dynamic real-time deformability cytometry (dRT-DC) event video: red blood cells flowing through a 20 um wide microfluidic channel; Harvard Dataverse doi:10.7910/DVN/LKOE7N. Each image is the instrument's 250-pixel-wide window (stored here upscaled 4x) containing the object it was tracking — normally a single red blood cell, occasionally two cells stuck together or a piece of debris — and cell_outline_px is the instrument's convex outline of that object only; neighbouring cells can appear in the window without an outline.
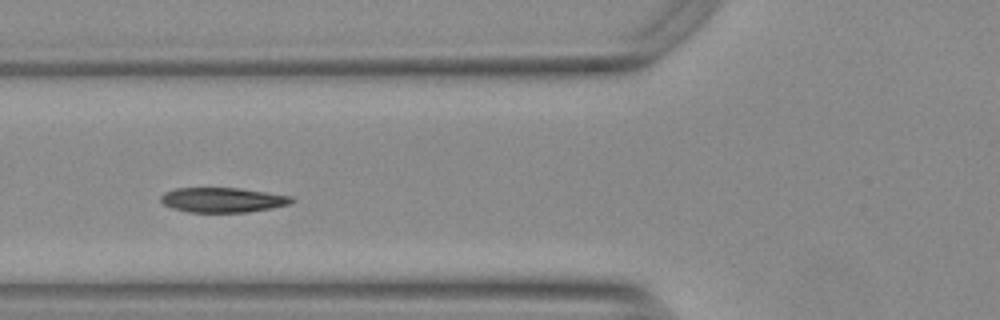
{"species": "Egyptian fruit bat (a non-hibernating species)", "species_latin": "Rousettus aegyptiacus", "temperature_condition": "warm", "stored_images_in_passage": 33, "camera_frame_rate_fps": 3000, "um_per_image_px": 0.085, "animal": {"sex": "female"}, "frame": {"image": 1, "passage_image": 6, "time_ms": 1.667, "image_size_px": [1000, 320], "cell_outline_px": [[296, 200], [292, 204], [272, 208], [248, 212], [188, 212], [172, 208], [164, 204], [160, 200], [160, 196], [164, 192], [176, 188], [240, 188], [292, 196]], "centroid_in_image_um": [18.96, 16.99], "position_along_channel_um": 106.8, "area_um2": 19.07}, "authors_computed_cell_mechanics": {"area_um2": 19.3052, "velocity_mm_per_s": 3.7317, "shape_relaxation_time_tau1_ms": 2.6882, "shape_relaxation_time_tau2_ms": 3.8827, "deformation_change_tau1": 0.1267, "deformation_change_tau2": 0.0758}}